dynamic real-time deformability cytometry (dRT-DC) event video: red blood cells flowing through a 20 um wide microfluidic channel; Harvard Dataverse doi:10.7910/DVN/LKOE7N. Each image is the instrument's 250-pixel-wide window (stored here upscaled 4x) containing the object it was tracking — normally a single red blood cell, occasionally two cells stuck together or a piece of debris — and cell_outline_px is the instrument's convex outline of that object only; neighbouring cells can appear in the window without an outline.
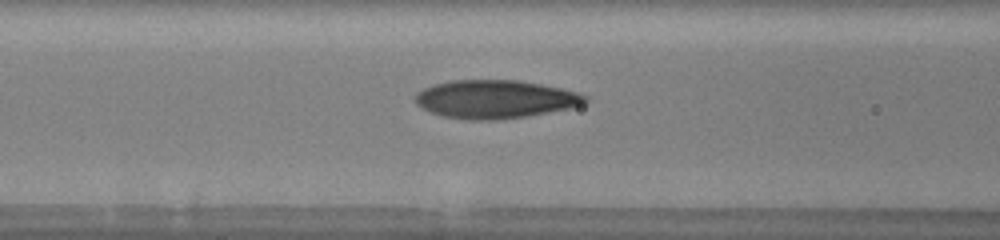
{"species": "human", "species_latin": "Homo sapiens", "temperature_condition": "warm", "stored_images_in_passage": 31, "camera_frame_rate_fps": 3000, "um_per_image_px": 0.085, "donor": {"sex": "male"}, "frame": {"image": 1, "passage_image": 5, "time_ms": 1.333, "image_size_px": [1000, 240], "cell_outline_px": [[588, 100], [584, 104], [572, 108], [524, 116], [496, 120], [468, 120], [444, 116], [420, 108], [412, 100], [416, 92], [432, 84], [452, 80], [516, 80], [540, 84], [580, 92], [588, 96]], "centroid_in_image_um": [42.07, 8.43], "position_along_channel_um": 124.5, "area_um2": 38.15}}
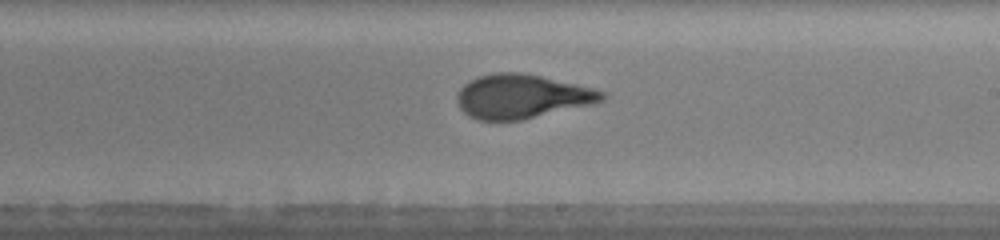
{"frame": {"image": 2, "passage_image": 14, "time_ms": 4.333, "image_size_px": [1000, 240], "cell_outline_px": [[608, 96], [604, 100], [592, 104], [520, 120], [480, 120], [468, 116], [460, 108], [456, 100], [456, 92], [468, 80], [476, 76], [496, 72], [520, 72], [540, 76], [592, 88], [608, 92]], "centroid_in_image_um": [44.33, 8.19], "position_along_channel_um": 244.7, "area_um2": 37.28}}